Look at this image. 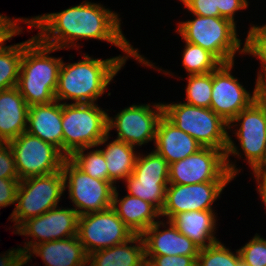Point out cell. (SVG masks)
Returning a JSON list of instances; mask_svg holds the SVG:
<instances>
[{"label":"cell","instance_id":"cell-18","mask_svg":"<svg viewBox=\"0 0 266 266\" xmlns=\"http://www.w3.org/2000/svg\"><path fill=\"white\" fill-rule=\"evenodd\" d=\"M40 257L44 266H86L88 254L78 236L47 241L33 246L25 254V264L32 256Z\"/></svg>","mask_w":266,"mask_h":266},{"label":"cell","instance_id":"cell-19","mask_svg":"<svg viewBox=\"0 0 266 266\" xmlns=\"http://www.w3.org/2000/svg\"><path fill=\"white\" fill-rule=\"evenodd\" d=\"M203 146L189 134L180 130L165 115L157 126L154 150L170 165L197 152Z\"/></svg>","mask_w":266,"mask_h":266},{"label":"cell","instance_id":"cell-45","mask_svg":"<svg viewBox=\"0 0 266 266\" xmlns=\"http://www.w3.org/2000/svg\"><path fill=\"white\" fill-rule=\"evenodd\" d=\"M143 266H152L148 261H145L144 263H143Z\"/></svg>","mask_w":266,"mask_h":266},{"label":"cell","instance_id":"cell-34","mask_svg":"<svg viewBox=\"0 0 266 266\" xmlns=\"http://www.w3.org/2000/svg\"><path fill=\"white\" fill-rule=\"evenodd\" d=\"M241 260L249 266H266V238L255 234L244 246L238 249Z\"/></svg>","mask_w":266,"mask_h":266},{"label":"cell","instance_id":"cell-7","mask_svg":"<svg viewBox=\"0 0 266 266\" xmlns=\"http://www.w3.org/2000/svg\"><path fill=\"white\" fill-rule=\"evenodd\" d=\"M163 107L164 115L203 147L226 151L228 123L212 109L192 106L185 102L163 103Z\"/></svg>","mask_w":266,"mask_h":266},{"label":"cell","instance_id":"cell-24","mask_svg":"<svg viewBox=\"0 0 266 266\" xmlns=\"http://www.w3.org/2000/svg\"><path fill=\"white\" fill-rule=\"evenodd\" d=\"M145 261L143 238L134 235L122 244L90 253L87 266H143Z\"/></svg>","mask_w":266,"mask_h":266},{"label":"cell","instance_id":"cell-30","mask_svg":"<svg viewBox=\"0 0 266 266\" xmlns=\"http://www.w3.org/2000/svg\"><path fill=\"white\" fill-rule=\"evenodd\" d=\"M132 176L135 179L169 180V164L155 150L146 155L139 152Z\"/></svg>","mask_w":266,"mask_h":266},{"label":"cell","instance_id":"cell-17","mask_svg":"<svg viewBox=\"0 0 266 266\" xmlns=\"http://www.w3.org/2000/svg\"><path fill=\"white\" fill-rule=\"evenodd\" d=\"M161 226L166 229L160 230ZM141 237L145 256H198L199 254L200 248L167 219L165 222L162 220L154 223L141 234Z\"/></svg>","mask_w":266,"mask_h":266},{"label":"cell","instance_id":"cell-40","mask_svg":"<svg viewBox=\"0 0 266 266\" xmlns=\"http://www.w3.org/2000/svg\"><path fill=\"white\" fill-rule=\"evenodd\" d=\"M248 0H216V7L221 17L226 18L236 24L235 15L237 11L248 8Z\"/></svg>","mask_w":266,"mask_h":266},{"label":"cell","instance_id":"cell-9","mask_svg":"<svg viewBox=\"0 0 266 266\" xmlns=\"http://www.w3.org/2000/svg\"><path fill=\"white\" fill-rule=\"evenodd\" d=\"M61 170L64 176V190H68V199L79 216L112 207L116 185L85 174L68 158L63 161Z\"/></svg>","mask_w":266,"mask_h":266},{"label":"cell","instance_id":"cell-13","mask_svg":"<svg viewBox=\"0 0 266 266\" xmlns=\"http://www.w3.org/2000/svg\"><path fill=\"white\" fill-rule=\"evenodd\" d=\"M77 236L89 255L94 251L122 244L134 234L110 207L79 216Z\"/></svg>","mask_w":266,"mask_h":266},{"label":"cell","instance_id":"cell-2","mask_svg":"<svg viewBox=\"0 0 266 266\" xmlns=\"http://www.w3.org/2000/svg\"><path fill=\"white\" fill-rule=\"evenodd\" d=\"M83 59L75 63H65L62 61L58 83L55 91V100L60 103H95L105 91L113 78L124 67L128 58L136 59L142 66L157 69L164 75L172 76L170 71L162 70L154 65L143 55H119L112 58H93L84 54ZM63 101V102H62Z\"/></svg>","mask_w":266,"mask_h":266},{"label":"cell","instance_id":"cell-41","mask_svg":"<svg viewBox=\"0 0 266 266\" xmlns=\"http://www.w3.org/2000/svg\"><path fill=\"white\" fill-rule=\"evenodd\" d=\"M25 255L21 248H11L4 254L0 255V266H24Z\"/></svg>","mask_w":266,"mask_h":266},{"label":"cell","instance_id":"cell-1","mask_svg":"<svg viewBox=\"0 0 266 266\" xmlns=\"http://www.w3.org/2000/svg\"><path fill=\"white\" fill-rule=\"evenodd\" d=\"M119 16L101 3L85 0L61 12L26 18V25L40 30L35 36L44 45L60 50H78L79 39H97L113 44L124 55H141L124 36Z\"/></svg>","mask_w":266,"mask_h":266},{"label":"cell","instance_id":"cell-6","mask_svg":"<svg viewBox=\"0 0 266 266\" xmlns=\"http://www.w3.org/2000/svg\"><path fill=\"white\" fill-rule=\"evenodd\" d=\"M108 112L96 103H62L63 154L97 147L108 134Z\"/></svg>","mask_w":266,"mask_h":266},{"label":"cell","instance_id":"cell-32","mask_svg":"<svg viewBox=\"0 0 266 266\" xmlns=\"http://www.w3.org/2000/svg\"><path fill=\"white\" fill-rule=\"evenodd\" d=\"M235 251L218 241L199 250L196 266H238L242 260L239 250Z\"/></svg>","mask_w":266,"mask_h":266},{"label":"cell","instance_id":"cell-23","mask_svg":"<svg viewBox=\"0 0 266 266\" xmlns=\"http://www.w3.org/2000/svg\"><path fill=\"white\" fill-rule=\"evenodd\" d=\"M216 210L187 211L176 214L170 221L178 231L192 240L200 249L219 240L215 236Z\"/></svg>","mask_w":266,"mask_h":266},{"label":"cell","instance_id":"cell-33","mask_svg":"<svg viewBox=\"0 0 266 266\" xmlns=\"http://www.w3.org/2000/svg\"><path fill=\"white\" fill-rule=\"evenodd\" d=\"M250 25L244 39V55L253 56L260 61L261 66L257 77L266 78V24Z\"/></svg>","mask_w":266,"mask_h":266},{"label":"cell","instance_id":"cell-36","mask_svg":"<svg viewBox=\"0 0 266 266\" xmlns=\"http://www.w3.org/2000/svg\"><path fill=\"white\" fill-rule=\"evenodd\" d=\"M184 8L195 15L205 17H221L216 7V0H179Z\"/></svg>","mask_w":266,"mask_h":266},{"label":"cell","instance_id":"cell-16","mask_svg":"<svg viewBox=\"0 0 266 266\" xmlns=\"http://www.w3.org/2000/svg\"><path fill=\"white\" fill-rule=\"evenodd\" d=\"M231 181H209L196 184H168L161 218L169 221L178 213L214 210L213 204L220 198Z\"/></svg>","mask_w":266,"mask_h":266},{"label":"cell","instance_id":"cell-31","mask_svg":"<svg viewBox=\"0 0 266 266\" xmlns=\"http://www.w3.org/2000/svg\"><path fill=\"white\" fill-rule=\"evenodd\" d=\"M186 100L189 105L210 108L212 91V72L207 74L188 75Z\"/></svg>","mask_w":266,"mask_h":266},{"label":"cell","instance_id":"cell-28","mask_svg":"<svg viewBox=\"0 0 266 266\" xmlns=\"http://www.w3.org/2000/svg\"><path fill=\"white\" fill-rule=\"evenodd\" d=\"M184 42L181 63L187 75L207 74L213 72L221 64L208 50L199 45Z\"/></svg>","mask_w":266,"mask_h":266},{"label":"cell","instance_id":"cell-43","mask_svg":"<svg viewBox=\"0 0 266 266\" xmlns=\"http://www.w3.org/2000/svg\"><path fill=\"white\" fill-rule=\"evenodd\" d=\"M254 179L257 181V192L260 195V199L262 200L265 208H266V170L259 169L253 171ZM266 213V212H265Z\"/></svg>","mask_w":266,"mask_h":266},{"label":"cell","instance_id":"cell-11","mask_svg":"<svg viewBox=\"0 0 266 266\" xmlns=\"http://www.w3.org/2000/svg\"><path fill=\"white\" fill-rule=\"evenodd\" d=\"M164 115L163 103L133 104L120 110L114 117L108 113V133L117 131L116 139L134 147L155 142L160 118Z\"/></svg>","mask_w":266,"mask_h":266},{"label":"cell","instance_id":"cell-42","mask_svg":"<svg viewBox=\"0 0 266 266\" xmlns=\"http://www.w3.org/2000/svg\"><path fill=\"white\" fill-rule=\"evenodd\" d=\"M254 102L266 115V78L255 79Z\"/></svg>","mask_w":266,"mask_h":266},{"label":"cell","instance_id":"cell-38","mask_svg":"<svg viewBox=\"0 0 266 266\" xmlns=\"http://www.w3.org/2000/svg\"><path fill=\"white\" fill-rule=\"evenodd\" d=\"M197 257L183 255L145 256V260L152 266H196Z\"/></svg>","mask_w":266,"mask_h":266},{"label":"cell","instance_id":"cell-21","mask_svg":"<svg viewBox=\"0 0 266 266\" xmlns=\"http://www.w3.org/2000/svg\"><path fill=\"white\" fill-rule=\"evenodd\" d=\"M28 109L17 87L0 90V142L8 143L26 131Z\"/></svg>","mask_w":266,"mask_h":266},{"label":"cell","instance_id":"cell-4","mask_svg":"<svg viewBox=\"0 0 266 266\" xmlns=\"http://www.w3.org/2000/svg\"><path fill=\"white\" fill-rule=\"evenodd\" d=\"M234 126L237 129L234 130L235 132L233 129L231 130ZM228 130L233 131L238 139V145H240L238 149L239 146L234 143L228 133L225 154L226 166L231 176L236 179L235 177L241 172V169L236 168V163L230 161V156L242 158V153L252 172L259 169L266 170V115L258 105L253 102L249 107L243 109L228 124Z\"/></svg>","mask_w":266,"mask_h":266},{"label":"cell","instance_id":"cell-12","mask_svg":"<svg viewBox=\"0 0 266 266\" xmlns=\"http://www.w3.org/2000/svg\"><path fill=\"white\" fill-rule=\"evenodd\" d=\"M224 151L202 147L188 157L169 165V184H196L209 181H232Z\"/></svg>","mask_w":266,"mask_h":266},{"label":"cell","instance_id":"cell-3","mask_svg":"<svg viewBox=\"0 0 266 266\" xmlns=\"http://www.w3.org/2000/svg\"><path fill=\"white\" fill-rule=\"evenodd\" d=\"M58 50L44 45L36 36L24 41L17 88L29 106L55 101L63 59L50 54Z\"/></svg>","mask_w":266,"mask_h":266},{"label":"cell","instance_id":"cell-20","mask_svg":"<svg viewBox=\"0 0 266 266\" xmlns=\"http://www.w3.org/2000/svg\"><path fill=\"white\" fill-rule=\"evenodd\" d=\"M26 132L53 144L63 153L62 103L29 106Z\"/></svg>","mask_w":266,"mask_h":266},{"label":"cell","instance_id":"cell-44","mask_svg":"<svg viewBox=\"0 0 266 266\" xmlns=\"http://www.w3.org/2000/svg\"><path fill=\"white\" fill-rule=\"evenodd\" d=\"M238 266H249V265H247V264H245L243 261H241V262L238 264Z\"/></svg>","mask_w":266,"mask_h":266},{"label":"cell","instance_id":"cell-5","mask_svg":"<svg viewBox=\"0 0 266 266\" xmlns=\"http://www.w3.org/2000/svg\"><path fill=\"white\" fill-rule=\"evenodd\" d=\"M192 16L195 18L178 23L176 32L183 41L208 50L221 63L235 62L236 53L244 54L237 24L223 17Z\"/></svg>","mask_w":266,"mask_h":266},{"label":"cell","instance_id":"cell-27","mask_svg":"<svg viewBox=\"0 0 266 266\" xmlns=\"http://www.w3.org/2000/svg\"><path fill=\"white\" fill-rule=\"evenodd\" d=\"M24 42L0 48V90L17 87Z\"/></svg>","mask_w":266,"mask_h":266},{"label":"cell","instance_id":"cell-37","mask_svg":"<svg viewBox=\"0 0 266 266\" xmlns=\"http://www.w3.org/2000/svg\"><path fill=\"white\" fill-rule=\"evenodd\" d=\"M0 178H19L14 154L8 143L0 142Z\"/></svg>","mask_w":266,"mask_h":266},{"label":"cell","instance_id":"cell-25","mask_svg":"<svg viewBox=\"0 0 266 266\" xmlns=\"http://www.w3.org/2000/svg\"><path fill=\"white\" fill-rule=\"evenodd\" d=\"M110 136L111 134L108 133L99 142L97 148L101 147V145L103 146V144L106 145L101 151L106 160L109 182L114 185L120 182L118 180L124 181L128 176L132 175L139 152L135 151L136 147L116 138L110 142Z\"/></svg>","mask_w":266,"mask_h":266},{"label":"cell","instance_id":"cell-10","mask_svg":"<svg viewBox=\"0 0 266 266\" xmlns=\"http://www.w3.org/2000/svg\"><path fill=\"white\" fill-rule=\"evenodd\" d=\"M8 144L14 154L19 180L61 171L67 158L53 144L26 131Z\"/></svg>","mask_w":266,"mask_h":266},{"label":"cell","instance_id":"cell-8","mask_svg":"<svg viewBox=\"0 0 266 266\" xmlns=\"http://www.w3.org/2000/svg\"><path fill=\"white\" fill-rule=\"evenodd\" d=\"M63 172L29 177L19 181L16 205L10 214V221L17 229L29 218L37 217L55 208L64 195Z\"/></svg>","mask_w":266,"mask_h":266},{"label":"cell","instance_id":"cell-29","mask_svg":"<svg viewBox=\"0 0 266 266\" xmlns=\"http://www.w3.org/2000/svg\"><path fill=\"white\" fill-rule=\"evenodd\" d=\"M88 150L90 151L88 152ZM68 159L85 174L109 182L106 160L100 147L99 149L96 146L78 149Z\"/></svg>","mask_w":266,"mask_h":266},{"label":"cell","instance_id":"cell-22","mask_svg":"<svg viewBox=\"0 0 266 266\" xmlns=\"http://www.w3.org/2000/svg\"><path fill=\"white\" fill-rule=\"evenodd\" d=\"M112 208L134 235H141L161 217L160 211L149 202L128 193L120 198L117 186L113 194Z\"/></svg>","mask_w":266,"mask_h":266},{"label":"cell","instance_id":"cell-35","mask_svg":"<svg viewBox=\"0 0 266 266\" xmlns=\"http://www.w3.org/2000/svg\"><path fill=\"white\" fill-rule=\"evenodd\" d=\"M19 22L20 24H26V18H10L9 16L0 14V48L6 43V41L23 33V26L19 25Z\"/></svg>","mask_w":266,"mask_h":266},{"label":"cell","instance_id":"cell-15","mask_svg":"<svg viewBox=\"0 0 266 266\" xmlns=\"http://www.w3.org/2000/svg\"><path fill=\"white\" fill-rule=\"evenodd\" d=\"M234 63H221L212 72L210 109L228 124L254 102V92H248L231 74Z\"/></svg>","mask_w":266,"mask_h":266},{"label":"cell","instance_id":"cell-39","mask_svg":"<svg viewBox=\"0 0 266 266\" xmlns=\"http://www.w3.org/2000/svg\"><path fill=\"white\" fill-rule=\"evenodd\" d=\"M19 178H0V209L16 203Z\"/></svg>","mask_w":266,"mask_h":266},{"label":"cell","instance_id":"cell-14","mask_svg":"<svg viewBox=\"0 0 266 266\" xmlns=\"http://www.w3.org/2000/svg\"><path fill=\"white\" fill-rule=\"evenodd\" d=\"M78 213L73 208L57 206L37 217L24 221L16 230L15 234L26 236L31 240L24 243V255L35 245L65 239L77 235Z\"/></svg>","mask_w":266,"mask_h":266},{"label":"cell","instance_id":"cell-26","mask_svg":"<svg viewBox=\"0 0 266 266\" xmlns=\"http://www.w3.org/2000/svg\"><path fill=\"white\" fill-rule=\"evenodd\" d=\"M124 182L126 193L153 204L161 212L169 180L135 179L130 175Z\"/></svg>","mask_w":266,"mask_h":266}]
</instances>
